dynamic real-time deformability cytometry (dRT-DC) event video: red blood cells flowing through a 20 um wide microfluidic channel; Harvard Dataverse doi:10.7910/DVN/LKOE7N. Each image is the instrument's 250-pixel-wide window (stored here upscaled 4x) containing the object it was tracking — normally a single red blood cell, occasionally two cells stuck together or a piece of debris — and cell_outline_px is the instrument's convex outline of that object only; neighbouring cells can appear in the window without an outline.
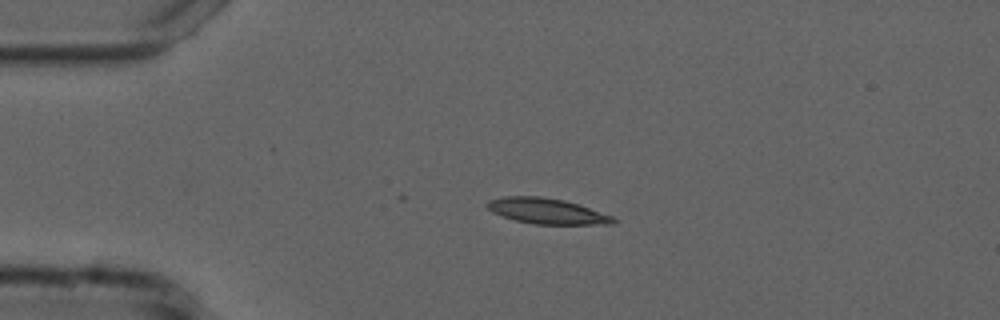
{"species": "common noctule bat (a hibernating species)", "species_latin": "Nyctalus noctula", "temperature_condition": "cold", "stored_images_in_passage": 8, "camera_frame_rate_fps": 3000, "um_per_image_px": 0.085, "animal": {"sex": "male", "forearm_length_mm": 52.5}, "frame": {"image": 1, "passage_image": 1, "time_ms": 0.0, "image_size_px": [1000, 320], "cell_outline_px": [[620, 220], [616, 224], [532, 224], [516, 220], [492, 212], [484, 204], [488, 200], [504, 196], [540, 196], [564, 200], [580, 204], [612, 216]], "centroid_in_image_um": [46.52, 17.94], "position_along_channel_um": 38.5, "area_um2": 18.96}}
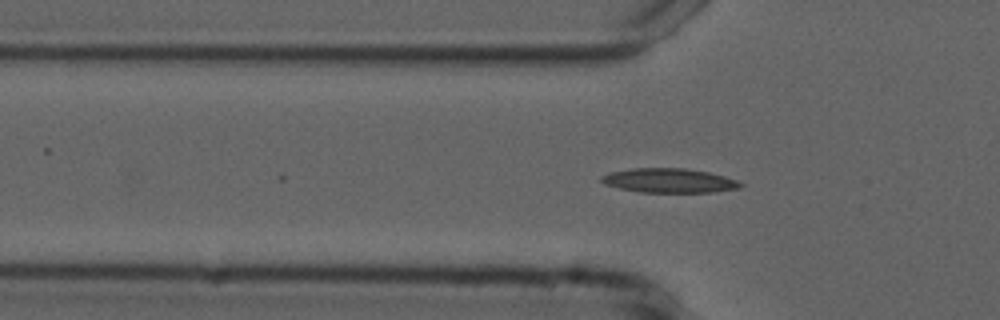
{"frame": {"image": 2, "passage_image": 6, "time_ms": 1.667, "image_size_px": [1000, 320], "cell_outline_px": [[744, 184], [740, 188], [712, 192], [640, 192], [620, 188], [604, 184], [600, 180], [600, 176], [612, 172], [632, 168], [684, 168], [708, 172], [724, 176], [736, 180]], "centroid_in_image_um": [56.87, 15.35], "position_along_channel_um": 68.9, "area_um2": 19.59}}